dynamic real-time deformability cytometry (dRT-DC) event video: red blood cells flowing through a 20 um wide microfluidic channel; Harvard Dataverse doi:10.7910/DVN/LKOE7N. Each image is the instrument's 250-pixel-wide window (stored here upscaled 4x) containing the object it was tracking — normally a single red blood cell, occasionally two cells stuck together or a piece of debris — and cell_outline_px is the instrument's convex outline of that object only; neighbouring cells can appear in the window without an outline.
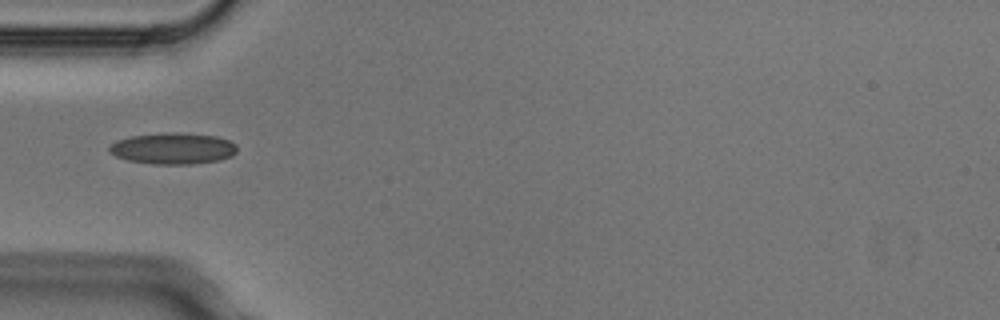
{"species": "Egyptian fruit bat (a non-hibernating species)", "species_latin": "Rousettus aegyptiacus", "temperature_condition": "cold", "stored_images_in_passage": 2, "camera_frame_rate_fps": 3000, "um_per_image_px": 0.085, "animal": {"sex": "male"}, "frame": {"image": 1, "passage_image": 1, "time_ms": 0.0, "image_size_px": [1000, 320], "cell_outline_px": [[236, 152], [232, 156], [220, 160], [188, 164], [152, 164], [128, 160], [116, 156], [108, 152], [108, 148], [116, 140], [132, 136], [168, 132], [176, 132], [216, 136], [228, 140], [236, 144]], "centroid_in_image_um": [14.7, 12.62], "position_along_channel_um": 70.3, "area_um2": 23.29}}
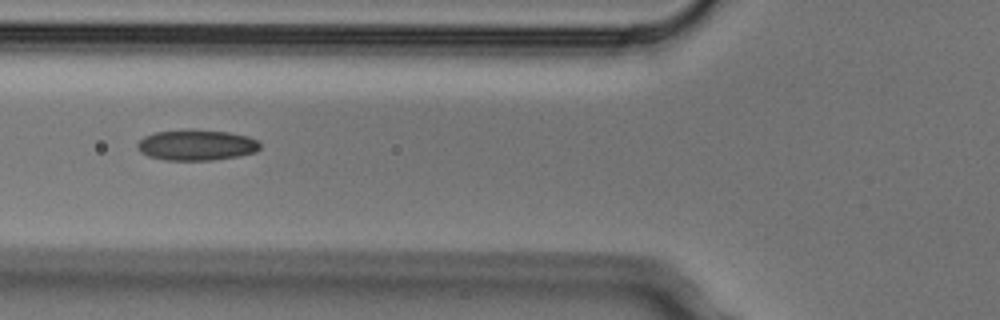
{"frame": {"image": 2, "passage_image": 2, "time_ms": 0.333, "image_size_px": [1000, 320], "cell_outline_px": [[260, 148], [256, 152], [240, 156], [212, 160], [164, 160], [148, 156], [140, 152], [136, 148], [136, 144], [144, 136], [156, 132], [188, 128], [192, 128], [228, 132], [248, 136], [256, 140], [260, 144]], "centroid_in_image_um": [16.68, 12.32], "position_along_channel_um": 109.1, "area_um2": 22.37}}